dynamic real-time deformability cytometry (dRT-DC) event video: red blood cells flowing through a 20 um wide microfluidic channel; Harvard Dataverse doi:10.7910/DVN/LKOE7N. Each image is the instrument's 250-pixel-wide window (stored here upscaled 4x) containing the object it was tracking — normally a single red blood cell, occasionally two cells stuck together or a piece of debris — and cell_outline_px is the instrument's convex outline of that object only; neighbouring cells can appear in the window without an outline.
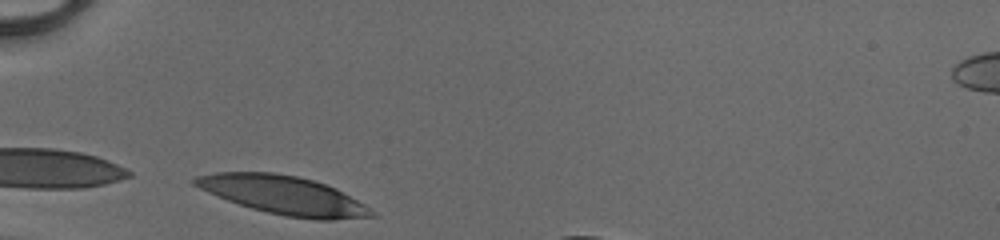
{"species": "human", "species_latin": "Homo sapiens", "temperature_condition": "cold", "stored_images_in_passage": 26, "camera_frame_rate_fps": 3000, "um_per_image_px": 0.085, "donor": {"sex": "male"}, "frame": {"image": 1, "passage_image": 1, "time_ms": 0.0, "image_size_px": [1000, 240], "cell_outline_px": [[380, 216], [332, 220], [316, 220], [284, 216], [252, 208], [228, 200], [208, 192], [192, 184], [192, 180], [196, 176], [216, 172], [272, 172], [296, 176], [312, 180], [336, 188], [364, 204]], "centroid_in_image_um": [24.12, 16.6], "position_along_channel_um": 60.9, "area_um2": 39.42}}
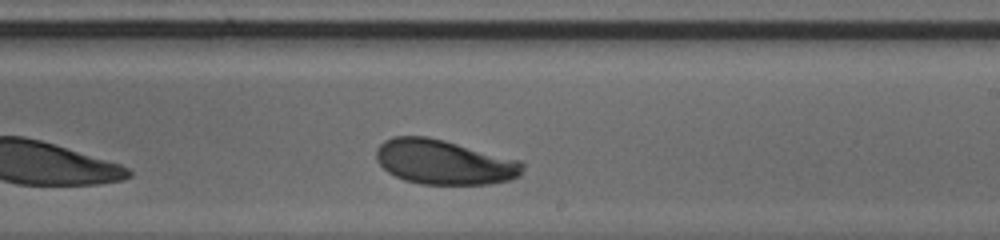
{"frame": {"image": 2, "passage_image": 16, "time_ms": 5.0, "image_size_px": [1000, 240], "cell_outline_px": [[524, 168], [520, 176], [508, 180], [488, 184], [420, 184], [404, 180], [388, 172], [376, 160], [376, 148], [384, 140], [392, 136], [428, 136], [444, 140], [520, 160], [524, 164]], "centroid_in_image_um": [37.73, 13.77], "position_along_channel_um": 251.3, "area_um2": 38.21}}
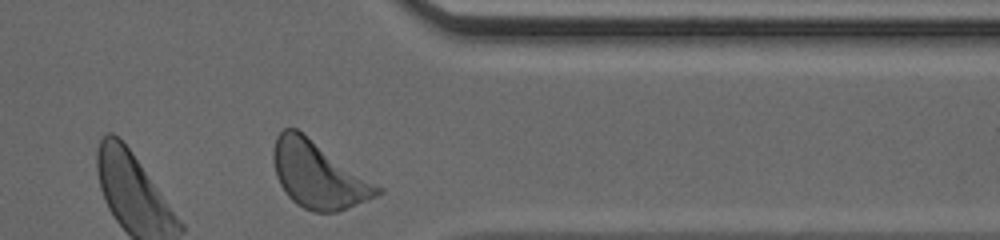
{"frame": {"image": 3, "passage_image": 26, "time_ms": 8.333, "image_size_px": [1000, 240], "cell_outline_px": [[384, 192], [376, 196], [336, 212], [316, 212], [304, 208], [296, 204], [288, 196], [280, 184], [276, 176], [272, 160], [272, 148], [276, 136], [284, 128], [296, 128], [384, 188]], "centroid_in_image_um": [27.04, 14.85], "position_along_channel_um": 384.4, "area_um2": 40.23}, "authors_computed_cell_mechanics": {"area_um2": 38.3503, "velocity_mm_per_s": 4.0746, "shape_relaxation_time_tau1_ms": 2.1986, "shape_relaxation_time_tau2_ms": 6.6671, "deformation_change_tau1": 0.108, "deformation_change_tau2": 0.146}}